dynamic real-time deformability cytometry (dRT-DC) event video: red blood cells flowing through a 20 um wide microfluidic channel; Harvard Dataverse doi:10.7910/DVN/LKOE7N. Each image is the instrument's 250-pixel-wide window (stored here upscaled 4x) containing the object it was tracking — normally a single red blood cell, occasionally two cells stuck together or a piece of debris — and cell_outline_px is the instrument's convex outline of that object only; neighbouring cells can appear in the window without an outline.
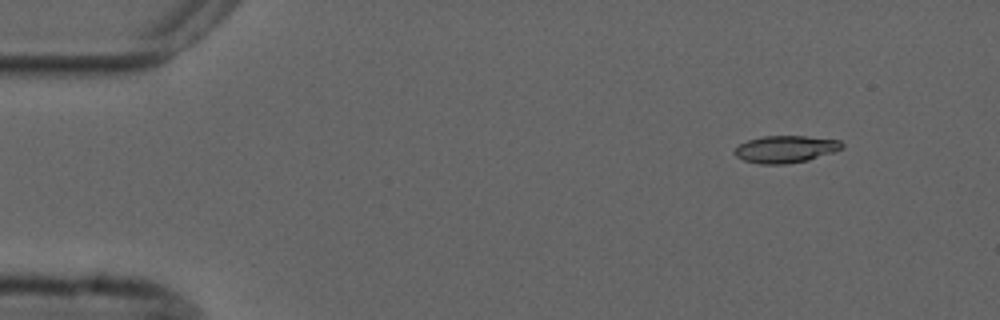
{"species": "common noctule bat (a hibernating species)", "species_latin": "Nyctalus noctula", "temperature_condition": "cold", "stored_images_in_passage": 4, "camera_frame_rate_fps": 3000, "um_per_image_px": 0.085, "animal": {"sex": "male", "forearm_length_mm": 52.5}, "frame": {"image": 1, "passage_image": 2, "time_ms": 1.333, "image_size_px": [1000, 320], "cell_outline_px": [[844, 144], [840, 148], [832, 152], [808, 160], [784, 164], [760, 164], [744, 160], [736, 156], [732, 152], [740, 144], [748, 140], [764, 136], [808, 136], [840, 140]], "centroid_in_image_um": [66.75, 12.67], "position_along_channel_um": 18.3, "area_um2": 16.82}}
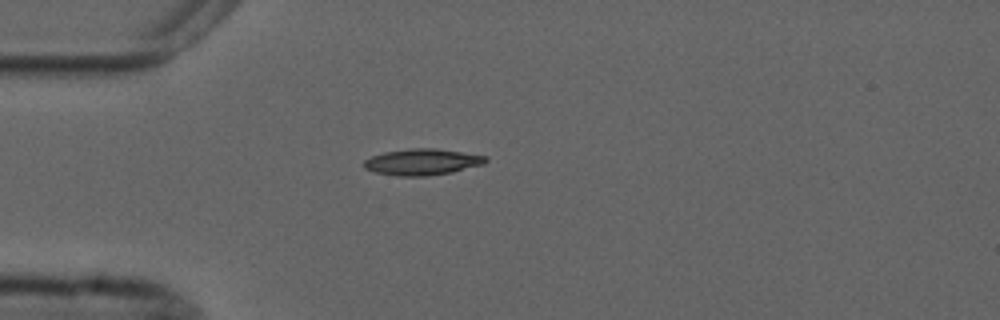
{"frame": {"image": 2, "passage_image": 4, "time_ms": 4.333, "image_size_px": [1000, 320], "cell_outline_px": [[488, 160], [484, 164], [452, 172], [428, 176], [396, 176], [376, 172], [364, 168], [364, 160], [372, 156], [384, 152], [412, 148], [436, 148], [488, 156]], "centroid_in_image_um": [35.91, 13.76], "position_along_channel_um": 49.1, "area_um2": 18.67}}